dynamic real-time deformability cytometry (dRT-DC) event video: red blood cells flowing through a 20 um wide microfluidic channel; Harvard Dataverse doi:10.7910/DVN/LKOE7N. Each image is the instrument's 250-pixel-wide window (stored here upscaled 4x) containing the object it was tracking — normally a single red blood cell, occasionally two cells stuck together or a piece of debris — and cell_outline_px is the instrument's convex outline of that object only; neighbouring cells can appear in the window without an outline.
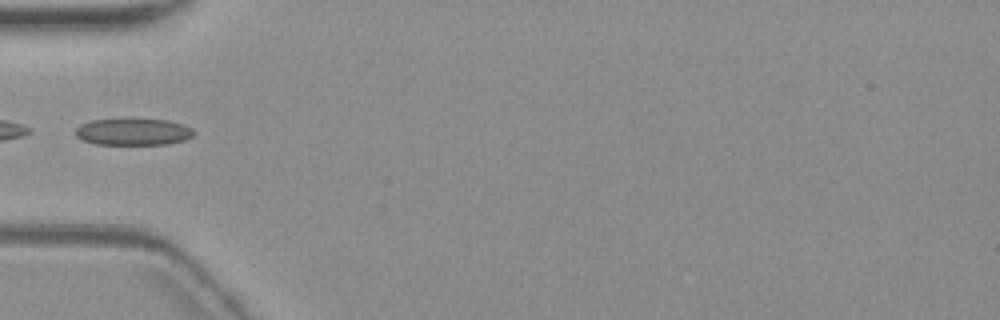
{"species": "common noctule bat (a hibernating species)", "species_latin": "Nyctalus noctula", "temperature_condition": "warm", "stored_images_in_passage": 6, "camera_frame_rate_fps": 3000, "um_per_image_px": 0.085, "animal": {"sex": "female", "body_mass_g": 19.3, "forearm_length_mm": 54.1}, "frame": {"image": 1, "passage_image": 3, "time_ms": 2.333, "image_size_px": [1000, 320], "cell_outline_px": [[196, 132], [192, 136], [184, 140], [168, 144], [96, 144], [84, 140], [76, 136], [76, 128], [80, 124], [92, 120], [124, 116], [132, 116], [168, 120], [184, 124], [192, 128]], "centroid_in_image_um": [11.34, 11.14], "position_along_channel_um": 73.7, "area_um2": 19.42}}
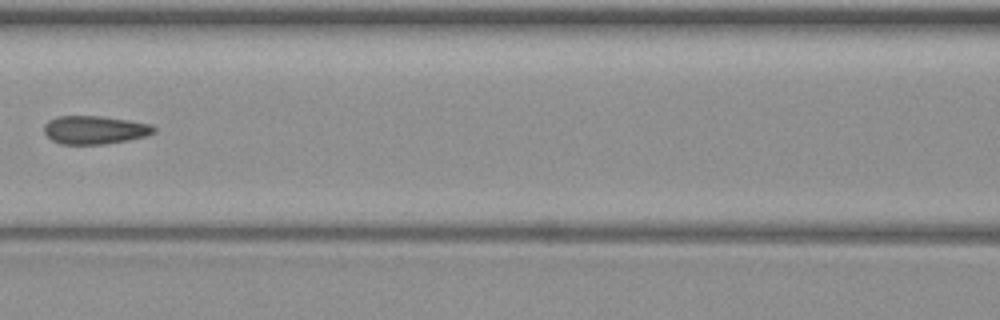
{"frame": {"image": 2, "passage_image": 5, "time_ms": 4.667, "image_size_px": [1000, 320], "cell_outline_px": [[156, 132], [144, 136], [128, 140], [104, 144], [60, 144], [52, 140], [44, 132], [44, 124], [48, 120], [56, 116], [100, 116], [128, 120], [152, 124], [156, 128]], "centroid_in_image_um": [8.04, 11.03], "position_along_channel_um": 158.6, "area_um2": 18.15}}
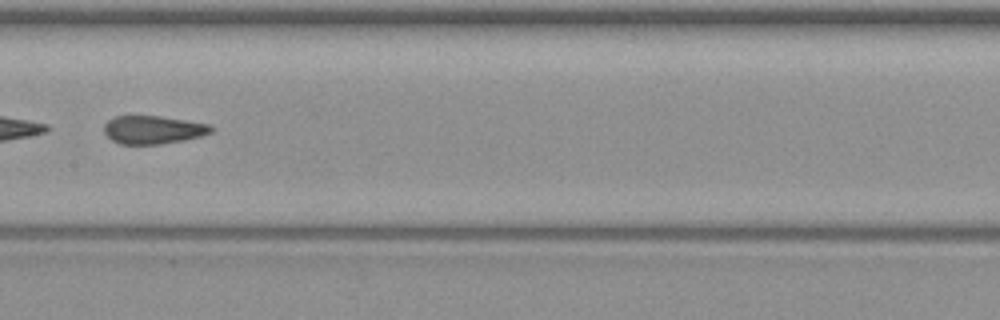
{"frame": {"image": 3, "passage_image": 6, "time_ms": 5.667, "image_size_px": [1000, 320], "cell_outline_px": [[212, 132], [200, 136], [184, 140], [160, 144], [120, 144], [112, 140], [104, 132], [104, 124], [112, 116], [160, 116], [208, 124], [212, 128]], "centroid_in_image_um": [12.97, 11.03], "position_along_channel_um": 194.4, "area_um2": 17.46}}